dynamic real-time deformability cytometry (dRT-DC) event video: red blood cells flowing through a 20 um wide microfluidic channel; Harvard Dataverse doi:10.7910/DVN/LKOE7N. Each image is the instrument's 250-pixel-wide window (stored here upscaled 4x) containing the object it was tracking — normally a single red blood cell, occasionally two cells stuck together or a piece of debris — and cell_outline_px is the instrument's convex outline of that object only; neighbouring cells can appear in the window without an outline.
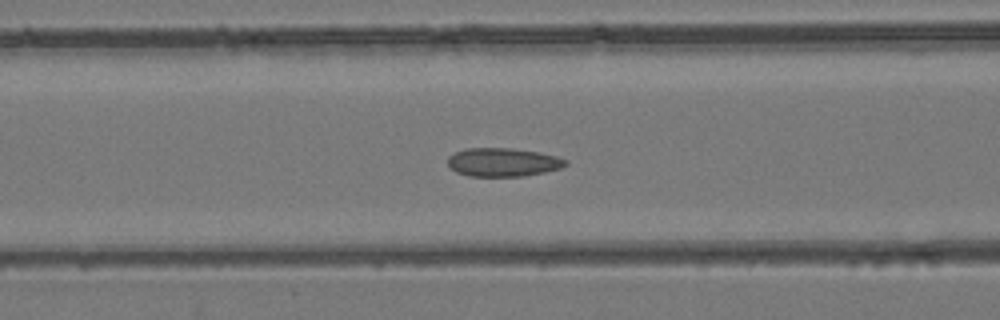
{"species": "common noctule bat (a hibernating species)", "species_latin": "Nyctalus noctula", "temperature_condition": "room temperature", "stored_images_in_passage": 40, "camera_frame_rate_fps": 3000, "um_per_image_px": 0.085, "animal": {"sex": "female", "body_mass_g": 24.6, "forearm_length_mm": 56.2}, "frame": {"image": 1, "passage_image": 13, "time_ms": 4.0, "image_size_px": [1000, 320], "cell_outline_px": [[568, 164], [560, 168], [544, 172], [524, 176], [468, 176], [456, 172], [448, 164], [448, 156], [456, 152], [468, 148], [512, 148], [540, 152], [556, 156], [568, 160]], "centroid_in_image_um": [42.77, 13.78], "position_along_channel_um": 123.8, "area_um2": 19.59}}
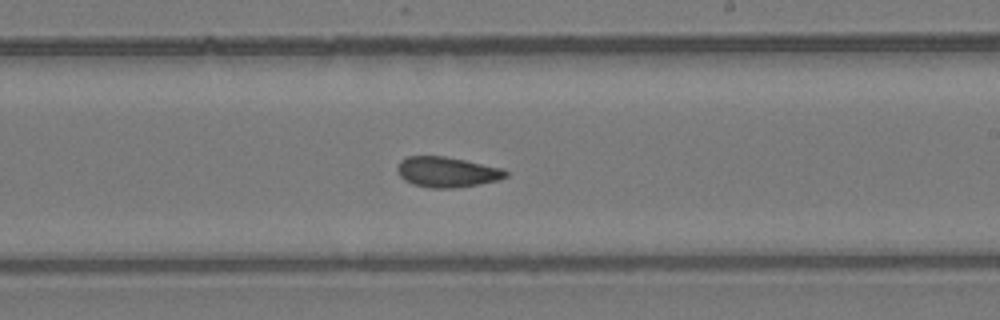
{"frame": {"image": 2, "passage_image": 22, "time_ms": 7.0, "image_size_px": [1000, 320], "cell_outline_px": [[508, 176], [500, 180], [452, 188], [428, 188], [412, 184], [404, 180], [400, 176], [396, 168], [400, 160], [408, 156], [444, 156], [504, 168], [508, 172]], "centroid_in_image_um": [37.99, 14.62], "position_along_channel_um": 251.0, "area_um2": 19.25}}
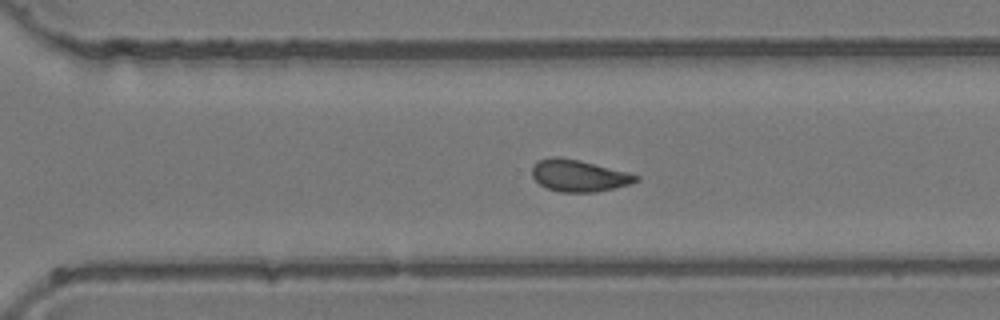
{"frame": {"image": 3, "passage_image": 27, "time_ms": 8.667, "image_size_px": [1000, 320], "cell_outline_px": [[640, 180], [632, 184], [596, 192], [560, 192], [548, 188], [540, 184], [532, 176], [532, 164], [536, 160], [552, 156], [560, 156], [580, 160], [628, 172], [640, 176]], "centroid_in_image_um": [49.2, 14.91], "position_along_channel_um": 321.4, "area_um2": 19.54}}